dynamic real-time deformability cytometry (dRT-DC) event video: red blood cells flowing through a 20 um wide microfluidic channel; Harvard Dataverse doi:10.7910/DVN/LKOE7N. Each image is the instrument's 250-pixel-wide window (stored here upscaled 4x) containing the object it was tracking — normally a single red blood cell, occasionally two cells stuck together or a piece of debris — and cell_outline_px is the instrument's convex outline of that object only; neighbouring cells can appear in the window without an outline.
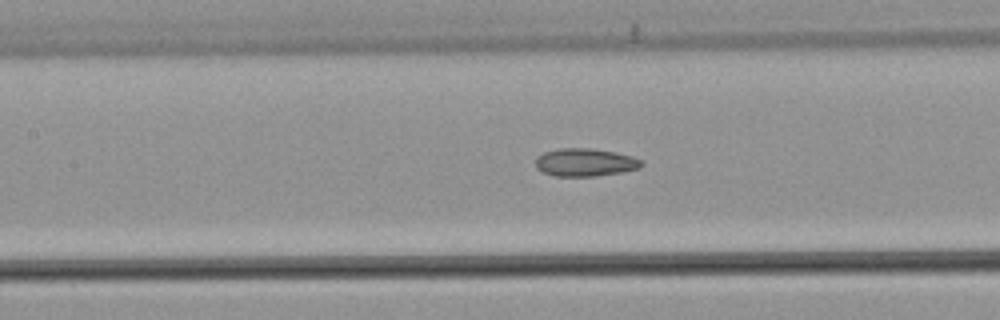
{"species": "common noctule bat (a hibernating species)", "species_latin": "Nyctalus noctula", "temperature_condition": "warm", "stored_images_in_passage": 45, "camera_frame_rate_fps": 3000, "um_per_image_px": 0.085, "animal": {"sex": "male", "body_mass_g": 21.5, "forearm_length_mm": 52.0}, "frame": {"image": 1, "passage_image": 26, "time_ms": 8.333, "image_size_px": [1000, 320], "cell_outline_px": [[644, 164], [640, 168], [620, 172], [596, 176], [552, 176], [536, 168], [536, 156], [544, 152], [560, 148], [592, 148], [616, 152], [632, 156], [640, 160]], "centroid_in_image_um": [49.72, 13.79], "position_along_channel_um": 157.7, "area_um2": 17.28}}